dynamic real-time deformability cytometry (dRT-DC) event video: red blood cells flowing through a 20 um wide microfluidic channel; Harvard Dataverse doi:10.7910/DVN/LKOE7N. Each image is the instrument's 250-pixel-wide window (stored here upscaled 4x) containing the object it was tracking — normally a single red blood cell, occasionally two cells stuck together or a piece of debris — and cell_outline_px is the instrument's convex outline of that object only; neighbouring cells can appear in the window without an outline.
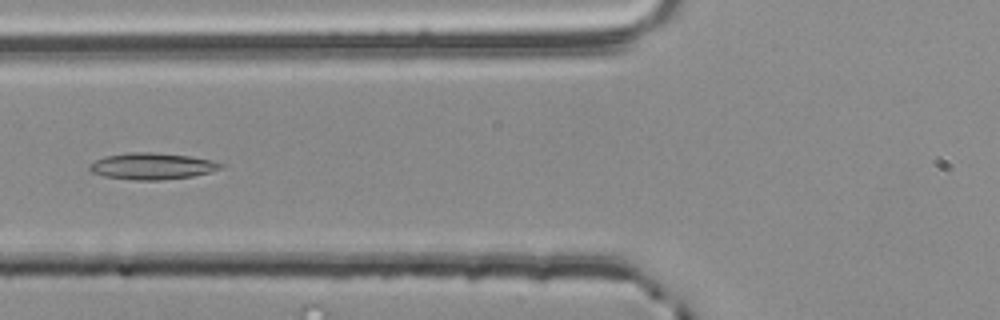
{"species": "common noctule bat (a hibernating species)", "species_latin": "Nyctalus noctula", "temperature_condition": "room temperature", "stored_images_in_passage": 43, "camera_frame_rate_fps": 3000, "um_per_image_px": 0.085, "animal": {"sex": "male", "body_mass_g": 20.4}, "frame": {"image": 1, "passage_image": 10, "time_ms": 3.0, "image_size_px": [1000, 320], "cell_outline_px": [[224, 164], [220, 168], [212, 172], [192, 176], [164, 180], [136, 180], [104, 176], [92, 172], [88, 168], [96, 160], [104, 156], [128, 152], [152, 152], [192, 156], [212, 160]], "centroid_in_image_um": [12.95, 14.12], "position_along_channel_um": 112.8, "area_um2": 20.29}}
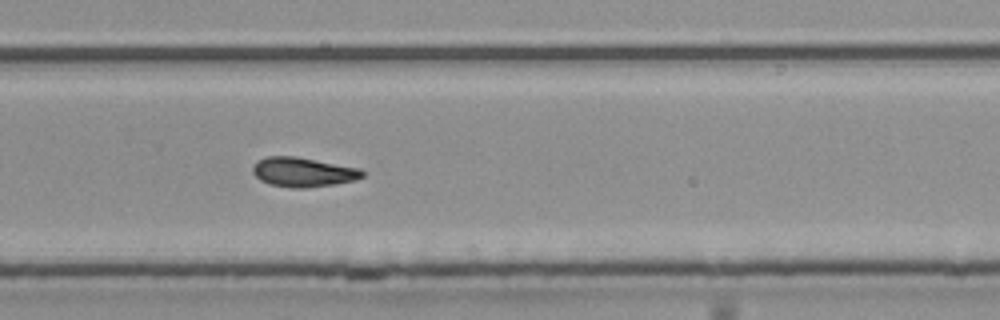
{"frame": {"image": 2, "passage_image": 25, "time_ms": 8.0, "image_size_px": [1000, 320], "cell_outline_px": [[364, 176], [356, 180], [336, 184], [304, 188], [292, 188], [268, 184], [260, 180], [252, 172], [252, 168], [264, 156], [296, 156], [360, 168], [364, 172]], "centroid_in_image_um": [25.78, 14.63], "position_along_channel_um": 304.0, "area_um2": 18.9}}
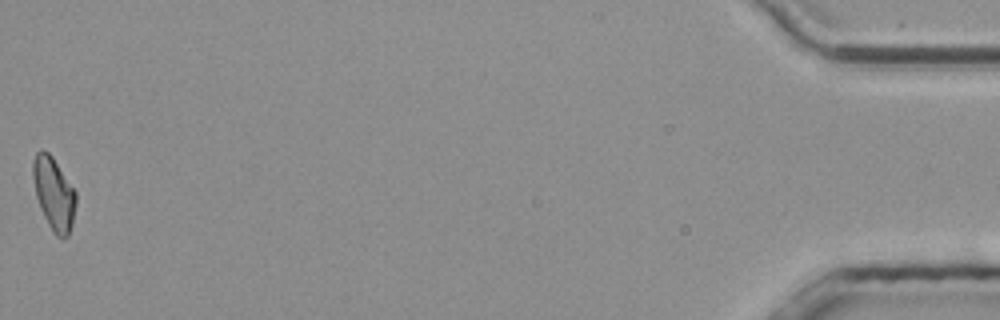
{"frame": {"image": 3, "passage_image": 43, "time_ms": 14.0, "image_size_px": [1000, 320], "cell_outline_px": [[76, 204], [72, 224], [68, 236], [64, 240], [60, 240], [52, 232], [40, 208], [36, 196], [32, 176], [32, 160], [36, 152], [40, 148], [48, 152], [52, 156], [76, 192]], "centroid_in_image_um": [4.56, 16.47], "position_along_channel_um": 430.6, "area_um2": 18.44}, "authors_computed_cell_mechanics": {"area_um2": 18.3804, "velocity_mm_per_s": 3.8251, "shape_relaxation_time_tau1_ms": null, "shape_relaxation_time_tau2_ms": 8.156, "deformation_change_tau1": null, "deformation_change_tau2": 0.1712}}